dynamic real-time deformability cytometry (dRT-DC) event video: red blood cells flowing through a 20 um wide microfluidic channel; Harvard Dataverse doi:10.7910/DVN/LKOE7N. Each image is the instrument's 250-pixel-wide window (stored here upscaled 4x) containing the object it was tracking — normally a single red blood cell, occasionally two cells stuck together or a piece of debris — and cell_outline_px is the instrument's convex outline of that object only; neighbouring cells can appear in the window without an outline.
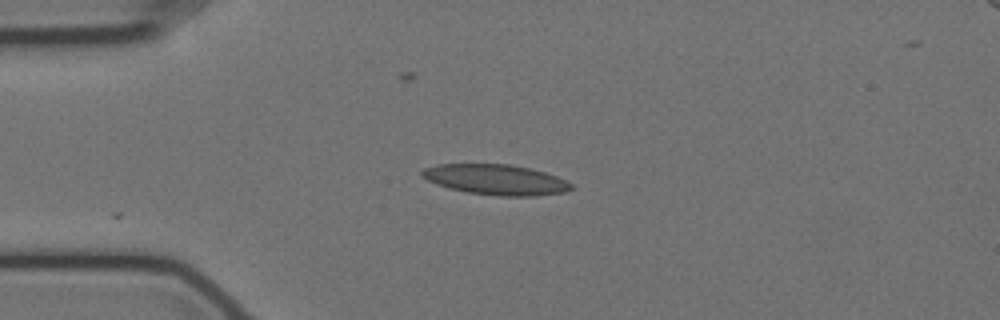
{"species": "Egyptian fruit bat (a non-hibernating species)", "species_latin": "Rousettus aegyptiacus", "temperature_condition": "cold", "stored_images_in_passage": 14, "camera_frame_rate_fps": 3000, "um_per_image_px": 0.085, "animal": {"sex": "female"}, "frame": {"image": 1, "passage_image": 1, "time_ms": 0.0, "image_size_px": [1000, 320], "cell_outline_px": [[572, 188], [564, 192], [536, 196], [500, 196], [468, 192], [448, 188], [436, 184], [420, 176], [420, 172], [424, 168], [436, 164], [508, 164], [528, 168], [544, 172], [556, 176], [572, 184]], "centroid_in_image_um": [42.1, 15.27], "position_along_channel_um": 42.9, "area_um2": 26.3}}
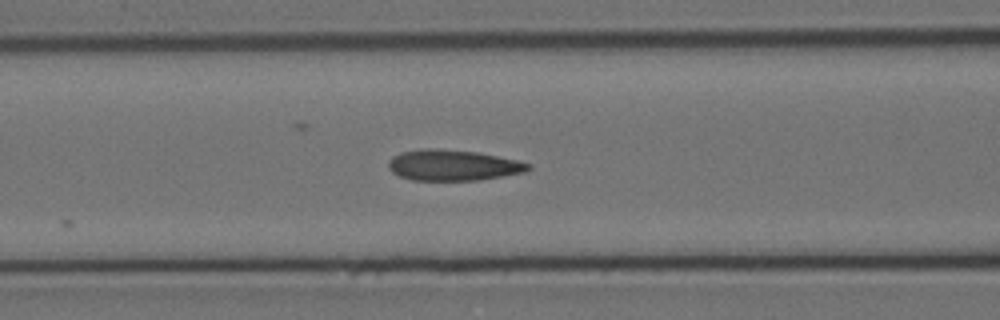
{"frame": {"image": 2, "passage_image": 10, "time_ms": 3.0, "image_size_px": [1000, 320], "cell_outline_px": [[532, 168], [528, 172], [480, 180], [412, 180], [400, 176], [392, 172], [388, 168], [388, 160], [392, 156], [400, 152], [420, 148], [436, 148], [476, 152], [516, 160], [532, 164]], "centroid_in_image_um": [38.5, 14.04], "position_along_channel_um": 128.1, "area_um2": 25.37}}
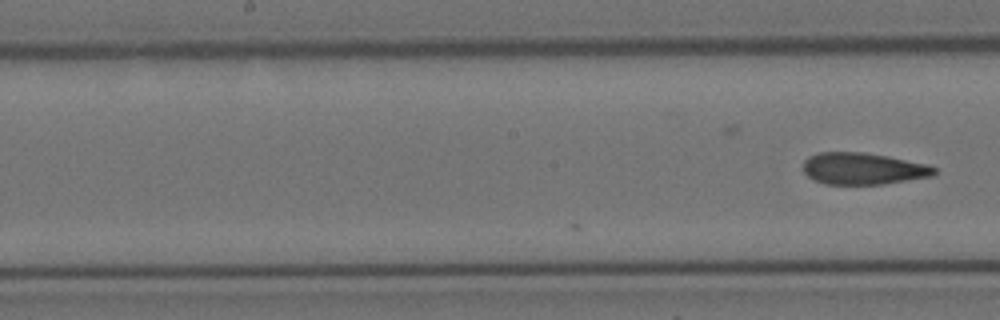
{"frame": {"image": 3, "passage_image": 14, "time_ms": 4.333, "image_size_px": [1000, 320], "cell_outline_px": [[936, 172], [932, 176], [884, 184], [824, 184], [808, 176], [804, 172], [804, 160], [808, 156], [820, 152], [864, 152], [888, 156], [928, 164], [936, 168]], "centroid_in_image_um": [73.37, 14.33], "position_along_channel_um": 174.8, "area_um2": 24.28}}